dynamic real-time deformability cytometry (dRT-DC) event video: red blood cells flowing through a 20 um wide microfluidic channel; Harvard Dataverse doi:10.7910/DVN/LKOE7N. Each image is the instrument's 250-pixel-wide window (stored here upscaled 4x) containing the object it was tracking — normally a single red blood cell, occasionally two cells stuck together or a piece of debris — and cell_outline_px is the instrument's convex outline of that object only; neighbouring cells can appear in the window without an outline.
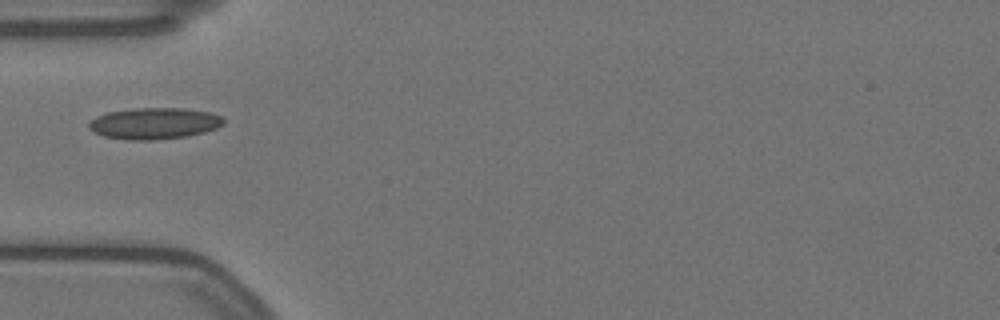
{"species": "Egyptian fruit bat (a non-hibernating species)", "species_latin": "Rousettus aegyptiacus", "temperature_condition": "warm", "stored_images_in_passage": 11, "camera_frame_rate_fps": 3000, "um_per_image_px": 0.085, "animal": {"sex": "female"}, "frame": {"image": 1, "passage_image": 1, "time_ms": 0.0, "image_size_px": [1000, 320], "cell_outline_px": [[224, 124], [216, 128], [204, 132], [188, 136], [156, 140], [128, 140], [104, 136], [88, 128], [88, 124], [96, 116], [108, 112], [136, 108], [184, 108], [212, 112], [224, 116]], "centroid_in_image_um": [13.16, 10.48], "position_along_channel_um": 71.8, "area_um2": 24.8}}
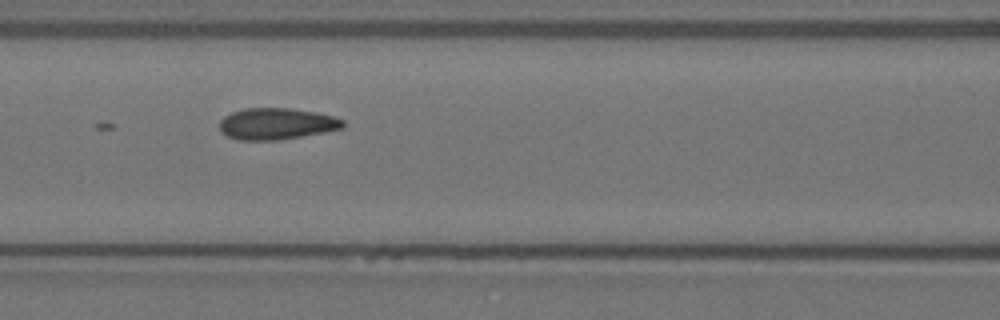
{"frame": {"image": 2, "passage_image": 7, "time_ms": 2.0, "image_size_px": [1000, 320], "cell_outline_px": [[344, 128], [300, 136], [276, 140], [236, 140], [220, 132], [220, 120], [224, 116], [232, 112], [244, 108], [292, 108], [316, 112], [332, 116], [344, 120]], "centroid_in_image_um": [23.47, 10.51], "position_along_channel_um": 143.1, "area_um2": 22.6}}
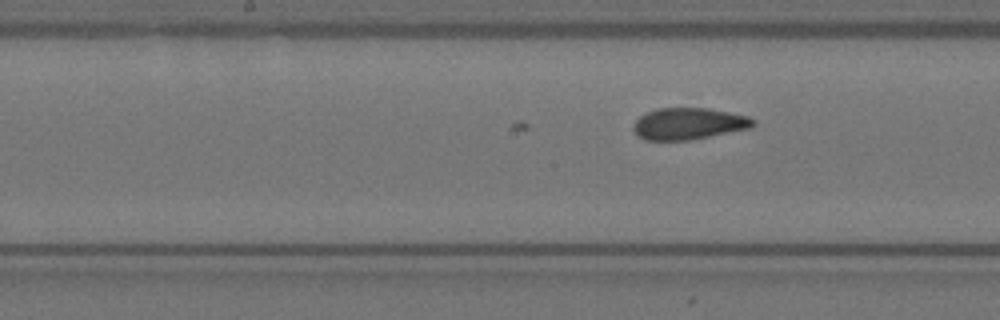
{"frame": {"image": 3, "passage_image": 11, "time_ms": 3.333, "image_size_px": [1000, 320], "cell_outline_px": [[756, 124], [752, 128], [688, 140], [644, 140], [632, 128], [636, 120], [640, 116], [648, 112], [660, 108], [708, 108], [748, 116], [756, 120]], "centroid_in_image_um": [58.57, 10.51], "position_along_channel_um": 189.6, "area_um2": 21.96}}